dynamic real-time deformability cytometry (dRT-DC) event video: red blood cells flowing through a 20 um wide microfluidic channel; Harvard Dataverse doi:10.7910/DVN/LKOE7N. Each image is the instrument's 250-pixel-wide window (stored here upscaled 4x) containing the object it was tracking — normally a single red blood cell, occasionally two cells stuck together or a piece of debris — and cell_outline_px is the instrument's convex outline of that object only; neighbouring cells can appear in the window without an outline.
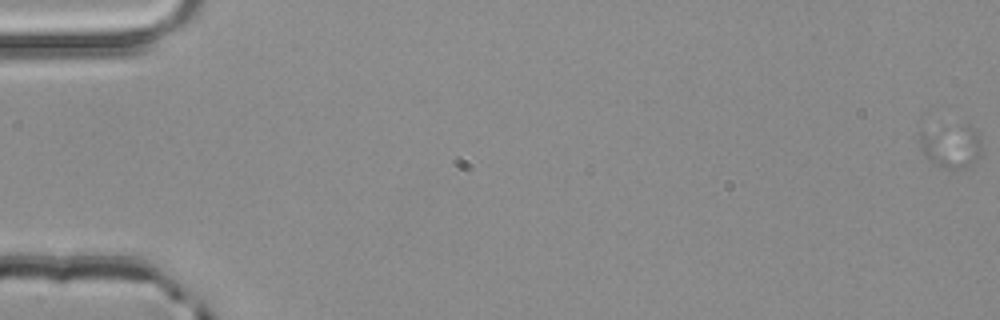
{"species": "common noctule bat (a hibernating species)", "species_latin": "Nyctalus noctula", "temperature_condition": "room temperature", "stored_images_in_passage": 4, "camera_frame_rate_fps": 3000, "um_per_image_px": 0.085, "animal": {"sex": "male", "body_mass_g": 20.4}, "frame": {"image": 1, "passage_image": 1, "time_ms": 0.0, "image_size_px": [1000, 320], "cell_outline_px": [[980, 156], [972, 164], [960, 168], [948, 168], [936, 164], [924, 156], [920, 148], [920, 132], [964, 124], [968, 124], [976, 132], [980, 140]], "centroid_in_image_um": [80.85, 12.41], "position_along_channel_um": 4.1, "area_um2": 15.26}}